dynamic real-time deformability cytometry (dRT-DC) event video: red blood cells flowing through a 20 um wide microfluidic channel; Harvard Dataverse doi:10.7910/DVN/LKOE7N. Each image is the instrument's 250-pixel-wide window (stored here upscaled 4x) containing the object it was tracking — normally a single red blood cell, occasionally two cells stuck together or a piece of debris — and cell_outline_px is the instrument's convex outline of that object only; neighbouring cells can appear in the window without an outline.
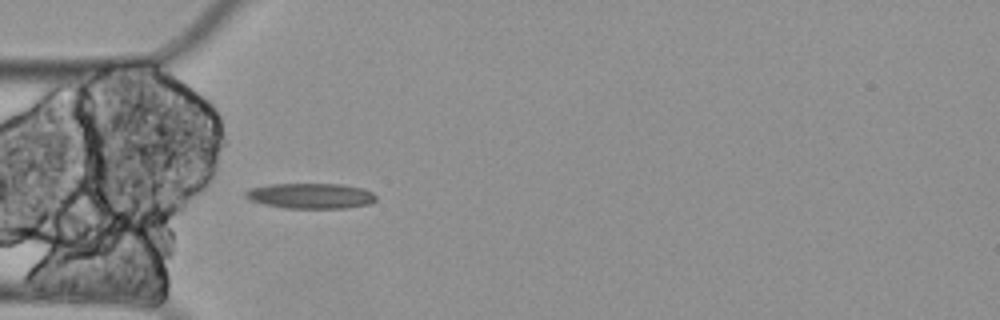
{"species": "Egyptian fruit bat (a non-hibernating species)", "species_latin": "Rousettus aegyptiacus", "temperature_condition": "cold", "stored_images_in_passage": 5, "camera_frame_rate_fps": 3000, "um_per_image_px": 0.085, "animal": {"sex": "female"}, "frame": {"image": 1, "passage_image": 5, "time_ms": 1.333, "image_size_px": [1000, 320], "cell_outline_px": [[376, 200], [368, 204], [348, 208], [284, 208], [264, 204], [252, 200], [244, 196], [244, 192], [252, 188], [268, 184], [340, 184], [364, 188], [372, 192], [376, 196]], "centroid_in_image_um": [26.43, 16.64], "position_along_channel_um": 58.6, "area_um2": 19.31}}